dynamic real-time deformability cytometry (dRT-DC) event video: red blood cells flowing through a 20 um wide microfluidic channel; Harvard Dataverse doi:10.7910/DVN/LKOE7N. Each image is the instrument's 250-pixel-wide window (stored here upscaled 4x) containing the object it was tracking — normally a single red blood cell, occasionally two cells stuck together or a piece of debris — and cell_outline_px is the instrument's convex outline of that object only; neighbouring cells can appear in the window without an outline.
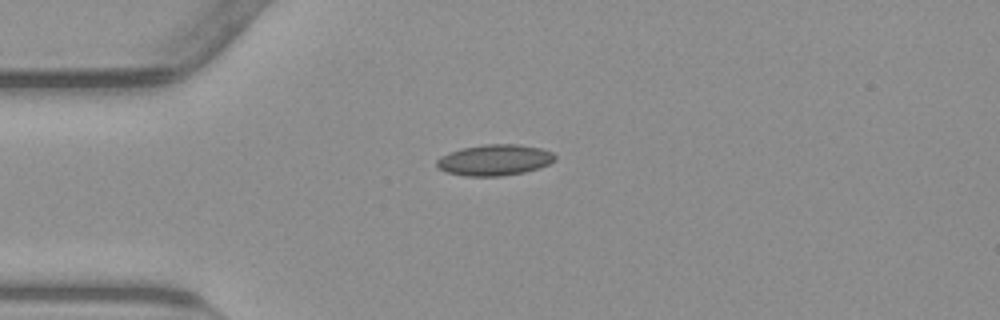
{"species": "common noctule bat (a hibernating species)", "species_latin": "Nyctalus noctula", "temperature_condition": "warm", "stored_images_in_passage": 42, "camera_frame_rate_fps": 3000, "um_per_image_px": 0.085, "animal": {"sex": "male", "body_mass_g": 23.1, "forearm_length_mm": 52.7}, "frame": {"image": 1, "passage_image": 1, "time_ms": 0.0, "image_size_px": [1000, 320], "cell_outline_px": [[556, 160], [540, 168], [524, 172], [500, 176], [464, 176], [444, 172], [436, 164], [436, 160], [440, 156], [448, 152], [460, 148], [484, 144], [516, 144], [540, 148], [552, 152], [556, 156]], "centroid_in_image_um": [42.02, 13.6], "position_along_channel_um": 43.0, "area_um2": 21.56}}
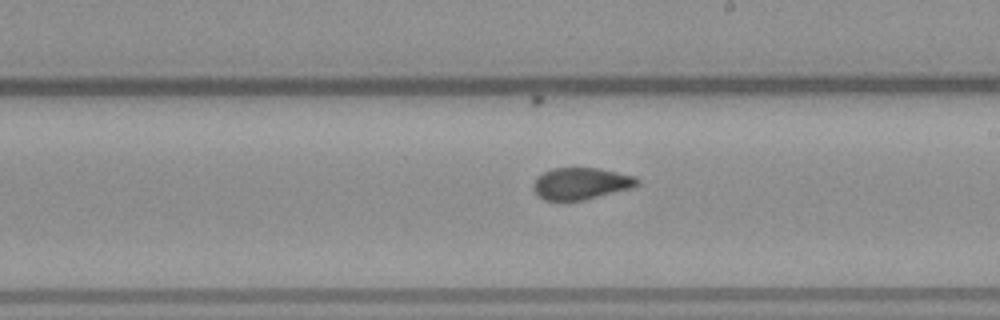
{"frame": {"image": 2, "passage_image": 18, "time_ms": 5.667, "image_size_px": [1000, 320], "cell_outline_px": [[640, 184], [632, 188], [580, 200], [544, 200], [532, 188], [532, 184], [536, 176], [552, 168], [600, 168], [636, 176], [640, 180]], "centroid_in_image_um": [49.39, 15.58], "position_along_channel_um": 239.6, "area_um2": 19.25}}
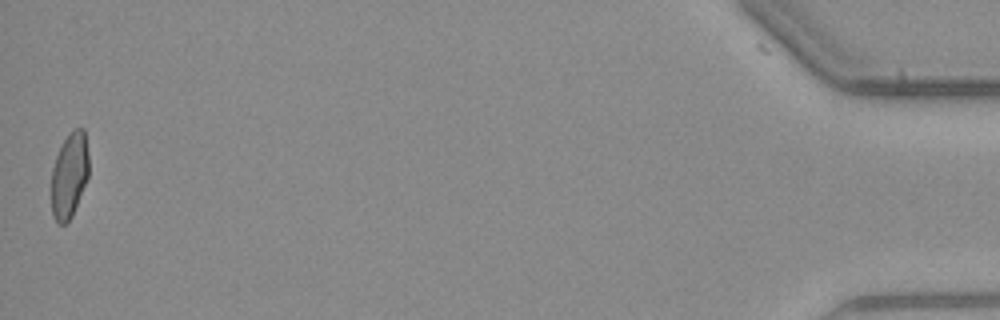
{"frame": {"image": 3, "passage_image": 41, "time_ms": 13.333, "image_size_px": [1000, 320], "cell_outline_px": [[88, 176], [72, 216], [64, 224], [56, 224], [52, 216], [52, 168], [56, 156], [64, 140], [72, 128], [84, 128], [88, 152]], "centroid_in_image_um": [5.89, 14.89], "position_along_channel_um": 429.3, "area_um2": 18.55}, "authors_computed_cell_mechanics": {"area_um2": 19.8832, "velocity_mm_per_s": 3.824, "shape_relaxation_time_tau1_ms": null, "shape_relaxation_time_tau2_ms": 0.8439, "deformation_change_tau1": null, "deformation_change_tau2": 0.063}}